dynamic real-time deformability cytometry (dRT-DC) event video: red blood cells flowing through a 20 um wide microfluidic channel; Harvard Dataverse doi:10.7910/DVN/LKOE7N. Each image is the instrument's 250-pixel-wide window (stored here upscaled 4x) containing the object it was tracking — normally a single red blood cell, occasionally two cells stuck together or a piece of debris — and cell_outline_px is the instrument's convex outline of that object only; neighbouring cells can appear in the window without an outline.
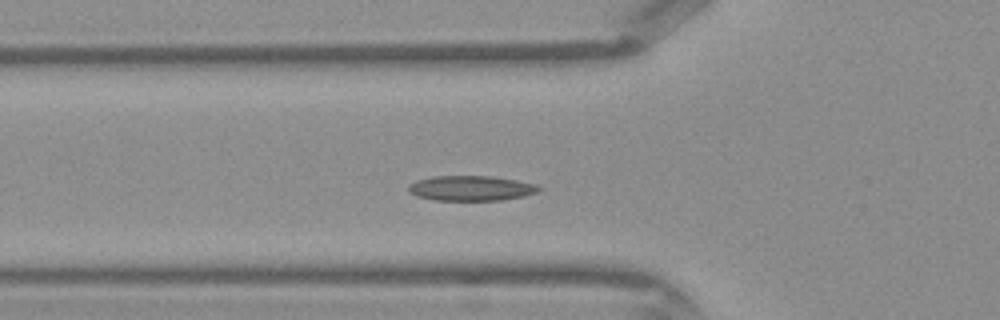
{"species": "Egyptian fruit bat (a non-hibernating species)", "species_latin": "Rousettus aegyptiacus", "temperature_condition": "warm", "stored_images_in_passage": 40, "camera_frame_rate_fps": 3000, "um_per_image_px": 0.085, "frame": {"image": 1, "passage_image": 11, "time_ms": 3.333, "image_size_px": [1000, 320], "cell_outline_px": [[540, 188], [536, 192], [524, 196], [500, 200], [432, 200], [416, 196], [408, 192], [408, 184], [416, 180], [432, 176], [492, 176], [516, 180], [536, 184]], "centroid_in_image_um": [39.97, 15.99], "position_along_channel_um": 85.8, "area_um2": 19.07}}
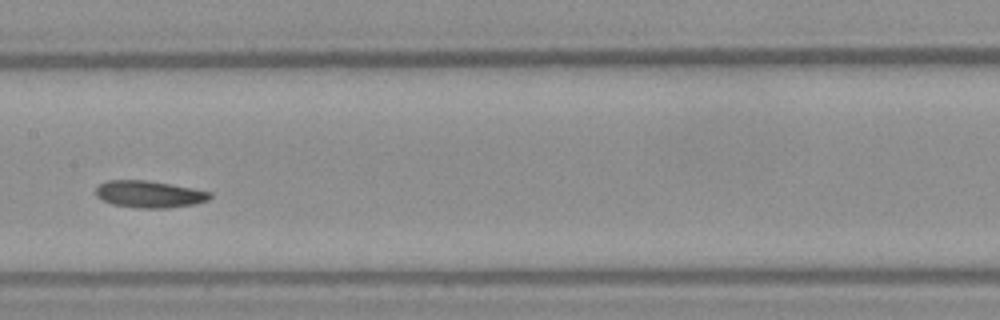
{"frame": {"image": 2, "passage_image": 18, "time_ms": 5.667, "image_size_px": [1000, 320], "cell_outline_px": [[212, 196], [208, 200], [196, 204], [168, 208], [140, 208], [112, 204], [100, 200], [96, 196], [96, 188], [100, 184], [108, 180], [144, 180], [192, 188], [212, 192]], "centroid_in_image_um": [12.69, 16.51], "position_along_channel_um": 194.7, "area_um2": 17.92}}
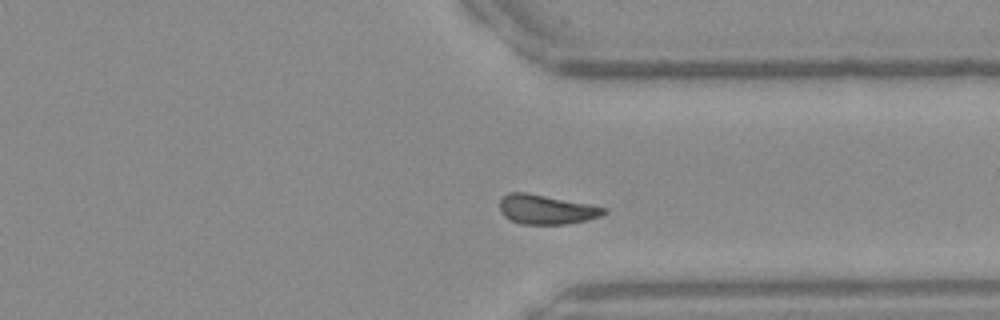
{"frame": {"image": 3, "passage_image": 29, "time_ms": 9.333, "image_size_px": [1000, 320], "cell_outline_px": [[608, 212], [604, 216], [588, 220], [568, 224], [520, 224], [504, 216], [500, 208], [500, 200], [508, 192], [524, 192], [592, 204], [608, 208]], "centroid_in_image_um": [46.52, 17.81], "position_along_channel_um": 364.9, "area_um2": 18.09}}